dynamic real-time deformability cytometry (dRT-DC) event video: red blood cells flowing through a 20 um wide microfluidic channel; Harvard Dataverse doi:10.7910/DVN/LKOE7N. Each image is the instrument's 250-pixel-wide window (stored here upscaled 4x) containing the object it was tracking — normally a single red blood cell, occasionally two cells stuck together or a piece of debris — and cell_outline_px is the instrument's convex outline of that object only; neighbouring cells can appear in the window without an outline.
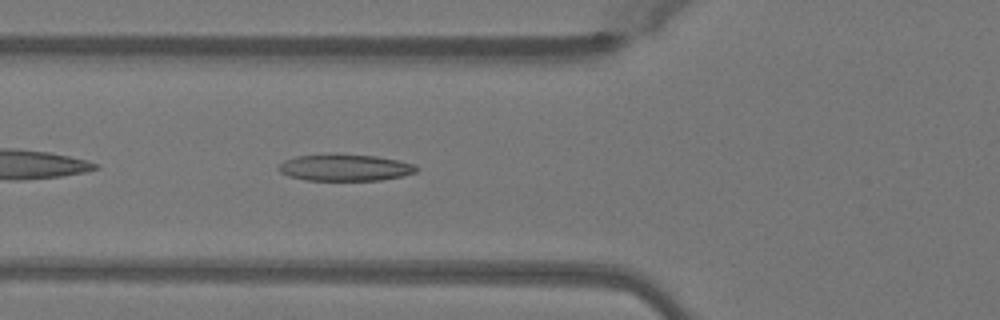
{"species": "Egyptian fruit bat (a non-hibernating species)", "species_latin": "Rousettus aegyptiacus", "temperature_condition": "warm", "stored_images_in_passage": 31, "camera_frame_rate_fps": 3000, "um_per_image_px": 0.085, "animal": {"sex": "female"}, "frame": {"image": 1, "passage_image": 4, "time_ms": 1.0, "image_size_px": [1000, 320], "cell_outline_px": [[420, 168], [416, 172], [400, 176], [380, 180], [304, 180], [288, 176], [280, 172], [276, 168], [284, 160], [296, 156], [328, 152], [332, 152], [376, 156], [416, 164]], "centroid_in_image_um": [29.28, 14.21], "position_along_channel_um": 96.5, "area_um2": 21.96}}
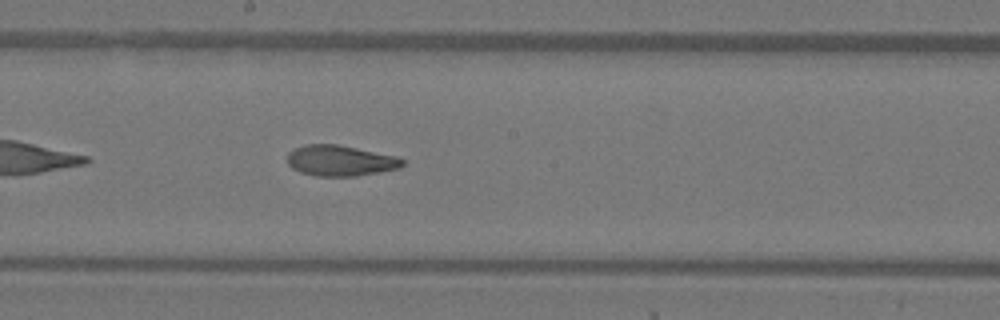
{"frame": {"image": 2, "passage_image": 13, "time_ms": 4.0, "image_size_px": [1000, 320], "cell_outline_px": [[404, 164], [400, 168], [380, 172], [356, 176], [316, 176], [300, 172], [292, 168], [288, 164], [288, 152], [292, 148], [304, 144], [336, 144], [396, 156], [404, 160]], "centroid_in_image_um": [28.9, 13.65], "position_along_channel_um": 219.3, "area_um2": 20.69}}
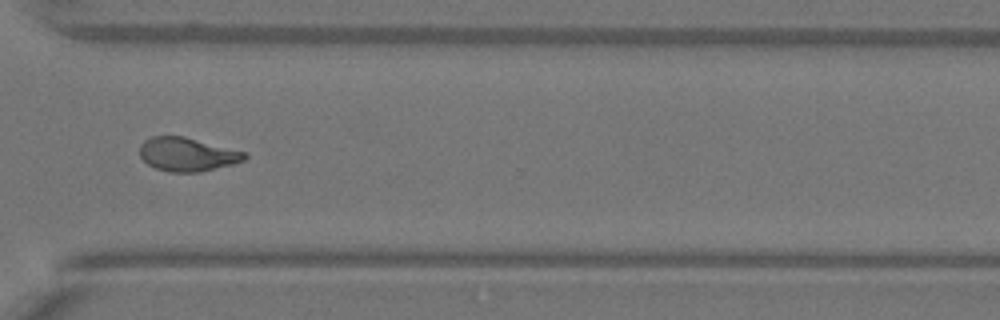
{"frame": {"image": 3, "passage_image": 23, "time_ms": 7.333, "image_size_px": [1000, 320], "cell_outline_px": [[248, 156], [244, 160], [232, 164], [200, 172], [168, 172], [156, 168], [148, 164], [140, 156], [140, 144], [144, 140], [152, 136], [184, 136], [248, 152]], "centroid_in_image_um": [15.93, 13.11], "position_along_channel_um": 354.7, "area_um2": 20.69}}